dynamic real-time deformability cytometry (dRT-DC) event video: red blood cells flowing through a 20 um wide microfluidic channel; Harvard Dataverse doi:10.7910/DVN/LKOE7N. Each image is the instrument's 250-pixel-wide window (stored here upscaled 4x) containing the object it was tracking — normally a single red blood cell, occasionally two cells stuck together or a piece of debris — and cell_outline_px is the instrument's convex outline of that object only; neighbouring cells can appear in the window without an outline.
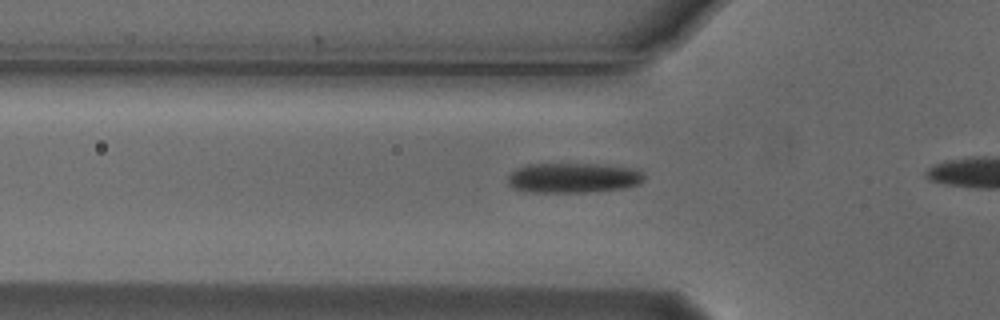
{"species": "Egyptian fruit bat (a non-hibernating species)", "species_latin": "Rousettus aegyptiacus", "temperature_condition": "cold", "stored_images_in_passage": 9, "camera_frame_rate_fps": 3000, "um_per_image_px": 0.085, "animal": {"sex": "male"}, "frame": {"image": 1, "passage_image": 3, "time_ms": 0.667, "image_size_px": [1000, 320], "cell_outline_px": [[644, 180], [640, 184], [624, 188], [588, 192], [532, 192], [512, 188], [508, 184], [508, 176], [516, 168], [524, 164], [608, 164], [636, 168], [644, 172]], "centroid_in_image_um": [48.76, 15.1], "position_along_channel_um": 77.0, "area_um2": 24.22}}
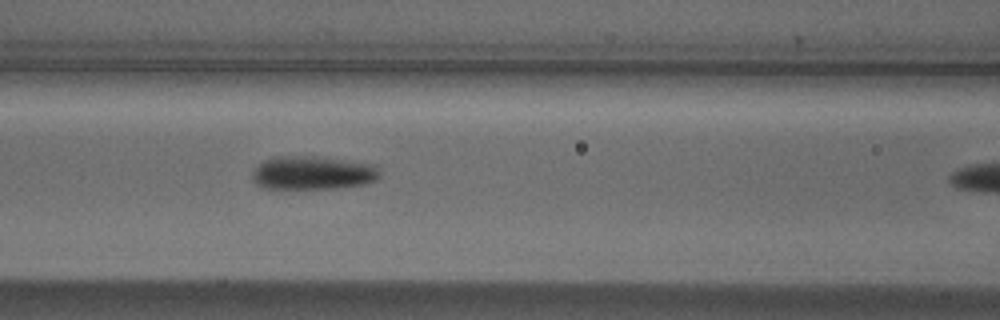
{"frame": {"image": 2, "passage_image": 8, "time_ms": 2.333, "image_size_px": [1000, 320], "cell_outline_px": [[380, 176], [376, 180], [364, 184], [336, 188], [260, 188], [252, 180], [252, 172], [264, 160], [272, 156], [320, 156], [376, 164], [380, 172]], "centroid_in_image_um": [26.59, 14.68], "position_along_channel_um": 140.0, "area_um2": 25.2}}